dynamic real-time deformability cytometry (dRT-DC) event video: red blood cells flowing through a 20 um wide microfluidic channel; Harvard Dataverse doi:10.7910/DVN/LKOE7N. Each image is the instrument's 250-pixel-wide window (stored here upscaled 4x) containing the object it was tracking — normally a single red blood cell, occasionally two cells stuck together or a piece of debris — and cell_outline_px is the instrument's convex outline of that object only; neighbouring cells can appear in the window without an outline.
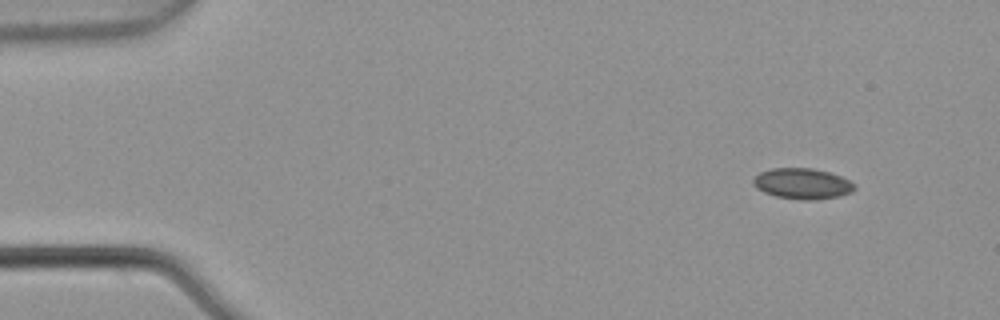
{"species": "common noctule bat (a hibernating species)", "species_latin": "Nyctalus noctula", "temperature_condition": "warm", "stored_images_in_passage": 3, "camera_frame_rate_fps": 3000, "um_per_image_px": 0.085, "animal": {"sex": "male", "body_mass_g": 21.5, "forearm_length_mm": 52.0}, "frame": {"image": 1, "passage_image": 1, "time_ms": 0.0, "image_size_px": [1000, 320], "cell_outline_px": [[856, 188], [852, 192], [840, 196], [816, 200], [804, 200], [776, 196], [764, 192], [756, 188], [752, 180], [760, 172], [772, 168], [812, 168], [828, 172], [840, 176], [856, 184]], "centroid_in_image_um": [68.22, 15.61], "position_along_channel_um": 16.8, "area_um2": 18.15}}
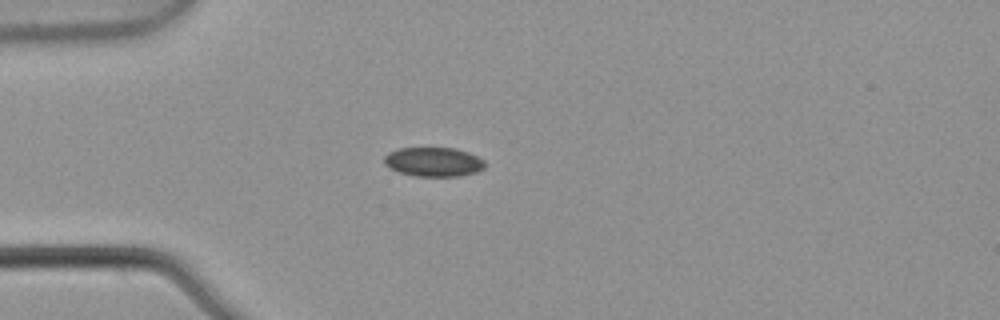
{"frame": {"image": 2, "passage_image": 3, "time_ms": 0.667, "image_size_px": [1000, 320], "cell_outline_px": [[484, 168], [476, 172], [460, 176], [416, 176], [400, 172], [384, 164], [384, 156], [388, 152], [400, 148], [456, 148], [468, 152], [484, 160]], "centroid_in_image_um": [36.85, 13.75], "position_along_channel_um": 48.1, "area_um2": 17.05}}